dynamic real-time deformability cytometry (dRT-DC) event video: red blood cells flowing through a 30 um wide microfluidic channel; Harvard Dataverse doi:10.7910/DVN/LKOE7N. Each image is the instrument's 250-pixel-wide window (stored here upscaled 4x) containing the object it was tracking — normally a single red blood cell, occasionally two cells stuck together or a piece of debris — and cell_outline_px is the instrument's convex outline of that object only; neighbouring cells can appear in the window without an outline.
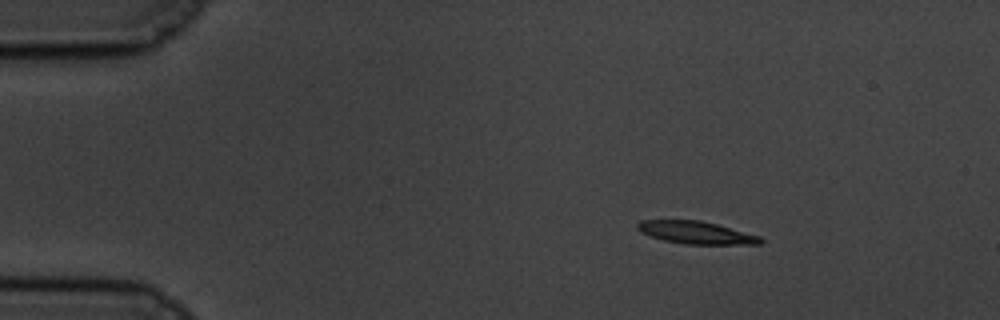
{"species": "common noctule bat (a hibernating species)", "species_latin": "Nyctalus noctula", "temperature_condition": "cold", "stored_images_in_passage": 50, "camera_frame_rate_fps": 3000, "um_per_image_px": 0.085, "animal": {"sex": "male", "body_mass_g": 19.5, "forearm_length_mm": 54.6}, "frame": {"image": 1, "passage_image": 1, "time_ms": 0.0, "image_size_px": [1000, 320], "cell_outline_px": [[764, 240], [760, 244], [684, 244], [664, 240], [640, 232], [636, 228], [636, 224], [640, 220], [700, 220], [716, 224], [760, 236]], "centroid_in_image_um": [59.15, 19.77], "position_along_channel_um": 25.9, "area_um2": 16.07}}
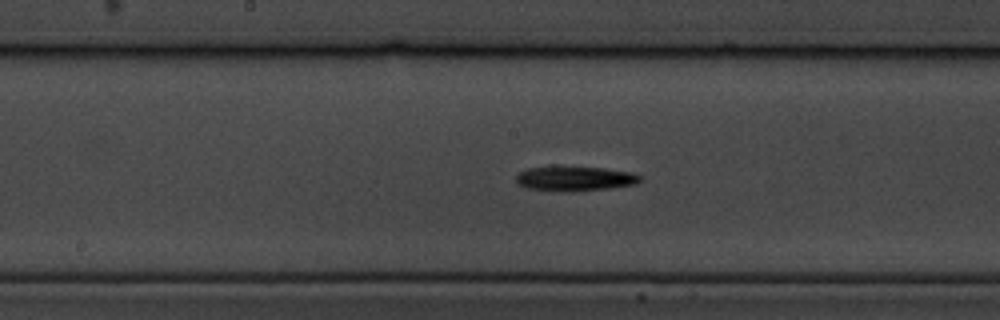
{"frame": {"image": 2, "passage_image": 22, "time_ms": 7.0, "image_size_px": [1000, 320], "cell_outline_px": [[644, 180], [636, 184], [612, 188], [572, 192], [564, 192], [528, 188], [520, 184], [516, 180], [516, 176], [520, 172], [528, 168], [552, 164], [604, 168], [636, 172], [644, 176]], "centroid_in_image_um": [48.94, 15.15], "position_along_channel_um": 199.3, "area_um2": 18.84}}
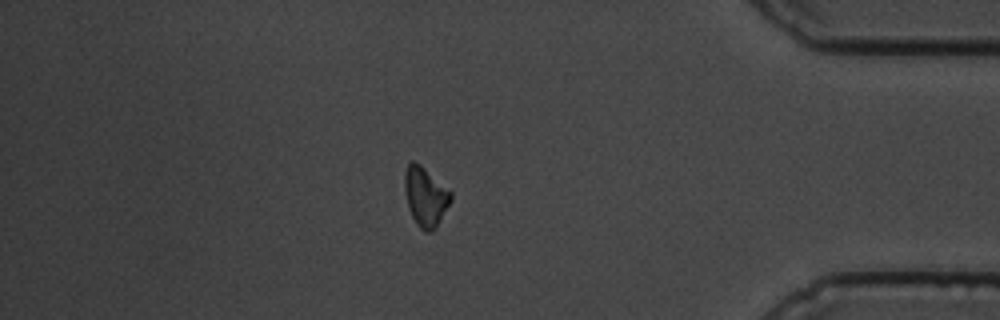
{"frame": {"image": 3, "passage_image": 42, "time_ms": 13.667, "image_size_px": [1000, 320], "cell_outline_px": [[452, 200], [432, 232], [424, 232], [416, 224], [408, 208], [404, 192], [404, 172], [408, 164], [412, 160], [420, 164], [452, 192]], "centroid_in_image_um": [36.14, 16.7], "position_along_channel_um": 399.1, "area_um2": 16.01}, "authors_computed_cell_mechanics": {"area_um2": 16.5597, "velocity_mm_per_s": 3.4816, "shape_relaxation_time_tau1_ms": 3.2273, "shape_relaxation_time_tau2_ms": null, "deformation_change_tau1": 0.1174, "deformation_change_tau2": null}}